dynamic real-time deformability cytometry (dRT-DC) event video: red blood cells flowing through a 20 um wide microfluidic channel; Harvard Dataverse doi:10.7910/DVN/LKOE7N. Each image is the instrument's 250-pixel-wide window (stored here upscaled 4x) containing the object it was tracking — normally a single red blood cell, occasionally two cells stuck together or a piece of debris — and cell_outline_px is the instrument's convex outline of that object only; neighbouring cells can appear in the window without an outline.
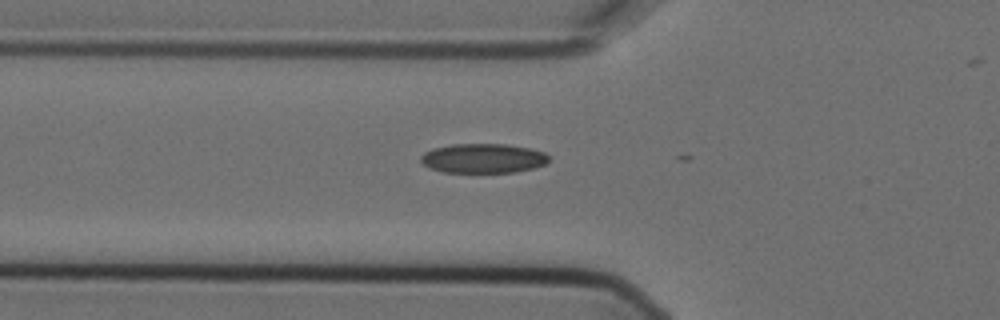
{"species": "Egyptian fruit bat (a non-hibernating species)", "species_latin": "Rousettus aegyptiacus", "temperature_condition": "cold", "stored_images_in_passage": 7, "camera_frame_rate_fps": 3000, "um_per_image_px": 0.085, "animal": {"sex": "female"}, "frame": {"image": 1, "passage_image": 7, "time_ms": 2.0, "image_size_px": [1000, 320], "cell_outline_px": [[548, 160], [544, 164], [532, 168], [516, 172], [440, 172], [428, 168], [420, 160], [420, 156], [424, 152], [432, 148], [452, 144], [508, 144], [528, 148], [544, 152], [548, 156]], "centroid_in_image_um": [41.01, 13.45], "position_along_channel_um": 84.8, "area_um2": 22.02}}